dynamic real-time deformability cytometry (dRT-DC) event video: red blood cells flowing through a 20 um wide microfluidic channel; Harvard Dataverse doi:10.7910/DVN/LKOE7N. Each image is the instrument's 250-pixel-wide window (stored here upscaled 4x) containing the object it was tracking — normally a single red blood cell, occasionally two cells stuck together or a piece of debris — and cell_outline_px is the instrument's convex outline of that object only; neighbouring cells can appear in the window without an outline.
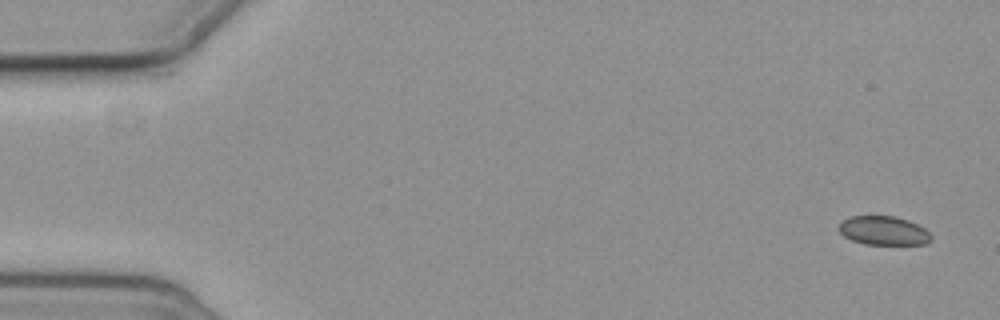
{"species": "common noctule bat (a hibernating species)", "species_latin": "Nyctalus noctula", "temperature_condition": "cold", "stored_images_in_passage": 6, "camera_frame_rate_fps": 3000, "um_per_image_px": 0.085, "animal": {"sex": "female", "body_mass_g": 19.3, "forearm_length_mm": 54.1}, "frame": {"image": 1, "passage_image": 1, "time_ms": 0.0, "image_size_px": [1000, 320], "cell_outline_px": [[932, 240], [928, 244], [864, 244], [852, 240], [844, 236], [840, 232], [840, 224], [844, 220], [852, 216], [896, 216], [908, 220], [924, 228], [932, 236]], "centroid_in_image_um": [75.14, 19.61], "position_along_channel_um": 9.9, "area_um2": 15.43}}
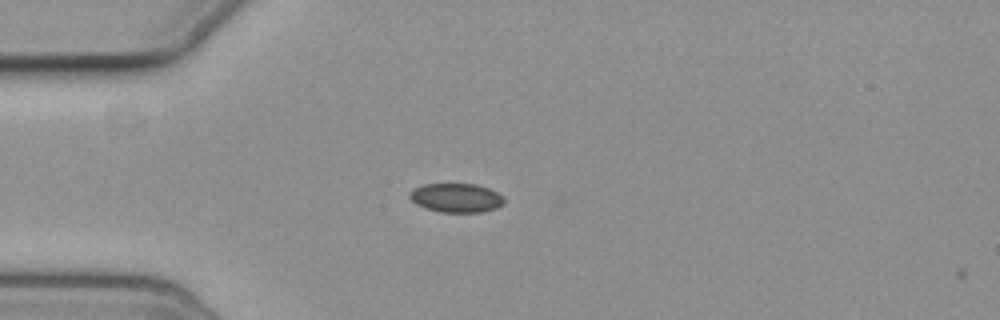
{"frame": {"image": 2, "passage_image": 5, "time_ms": 4.667, "image_size_px": [1000, 320], "cell_outline_px": [[504, 204], [496, 208], [480, 212], [440, 212], [424, 208], [416, 204], [408, 196], [412, 188], [424, 184], [476, 184], [488, 188], [496, 192], [504, 200]], "centroid_in_image_um": [38.74, 16.81], "position_along_channel_um": 46.3, "area_um2": 15.95}}